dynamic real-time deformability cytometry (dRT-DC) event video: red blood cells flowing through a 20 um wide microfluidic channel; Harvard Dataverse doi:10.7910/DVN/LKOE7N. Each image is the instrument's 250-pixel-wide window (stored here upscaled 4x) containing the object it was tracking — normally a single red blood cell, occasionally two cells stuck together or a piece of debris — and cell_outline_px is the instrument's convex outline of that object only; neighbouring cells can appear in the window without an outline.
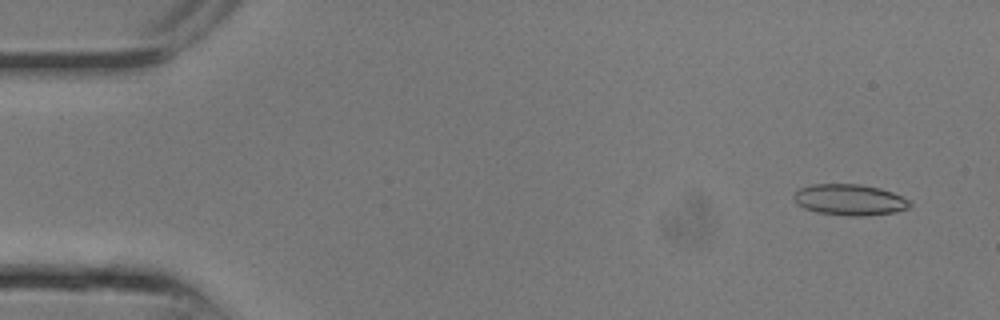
{"species": "common noctule bat (a hibernating species)", "species_latin": "Nyctalus noctula", "temperature_condition": "room temperature", "stored_images_in_passage": 9, "camera_frame_rate_fps": 3000, "um_per_image_px": 0.085, "animal": {"sex": "male", "body_mass_g": 13.3}, "frame": {"image": 1, "passage_image": 2, "time_ms": 0.333, "image_size_px": [1000, 320], "cell_outline_px": [[912, 204], [908, 208], [896, 212], [868, 216], [848, 216], [816, 212], [804, 208], [796, 204], [792, 196], [796, 188], [812, 184], [860, 184], [880, 188], [892, 192], [908, 200]], "centroid_in_image_um": [72.17, 16.98], "position_along_channel_um": 12.8, "area_um2": 21.33}}
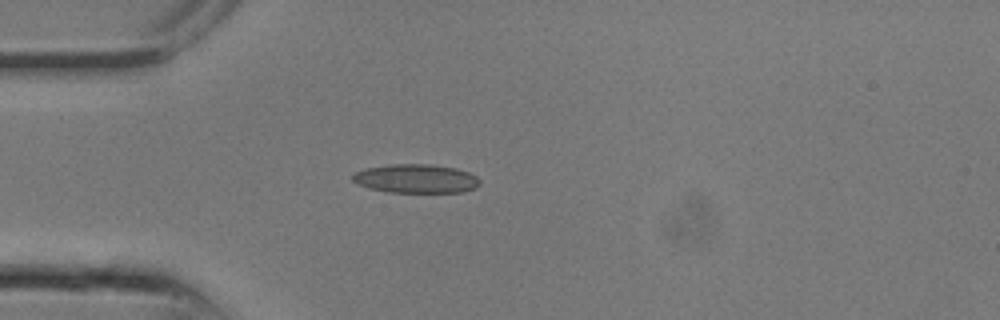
{"frame": {"image": 2, "passage_image": 7, "time_ms": 2.0, "image_size_px": [1000, 320], "cell_outline_px": [[480, 184], [476, 188], [464, 192], [388, 192], [368, 188], [352, 180], [352, 176], [356, 172], [368, 168], [392, 164], [428, 164], [456, 168], [468, 172], [476, 176], [480, 180]], "centroid_in_image_um": [35.4, 15.19], "position_along_channel_um": 49.6, "area_um2": 21.27}}
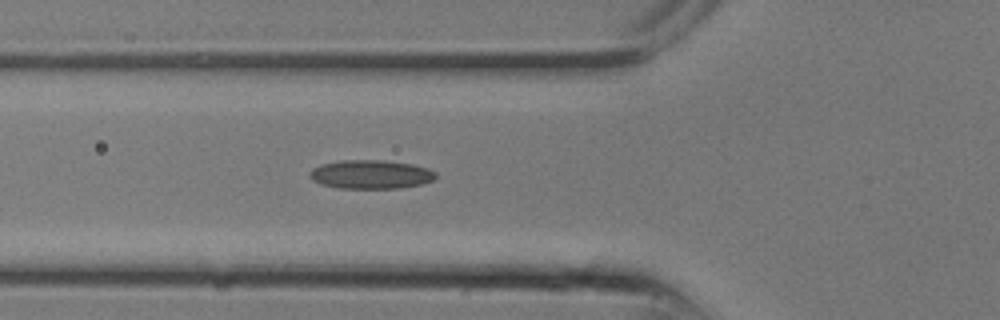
{"frame": {"image": 3, "passage_image": 9, "time_ms": 2.667, "image_size_px": [1000, 320], "cell_outline_px": [[436, 176], [432, 180], [420, 184], [400, 188], [340, 188], [320, 184], [312, 180], [308, 176], [308, 172], [312, 168], [320, 164], [340, 160], [384, 160], [412, 164], [428, 168], [436, 172]], "centroid_in_image_um": [31.47, 14.81], "position_along_channel_um": 94.3, "area_um2": 21.27}}